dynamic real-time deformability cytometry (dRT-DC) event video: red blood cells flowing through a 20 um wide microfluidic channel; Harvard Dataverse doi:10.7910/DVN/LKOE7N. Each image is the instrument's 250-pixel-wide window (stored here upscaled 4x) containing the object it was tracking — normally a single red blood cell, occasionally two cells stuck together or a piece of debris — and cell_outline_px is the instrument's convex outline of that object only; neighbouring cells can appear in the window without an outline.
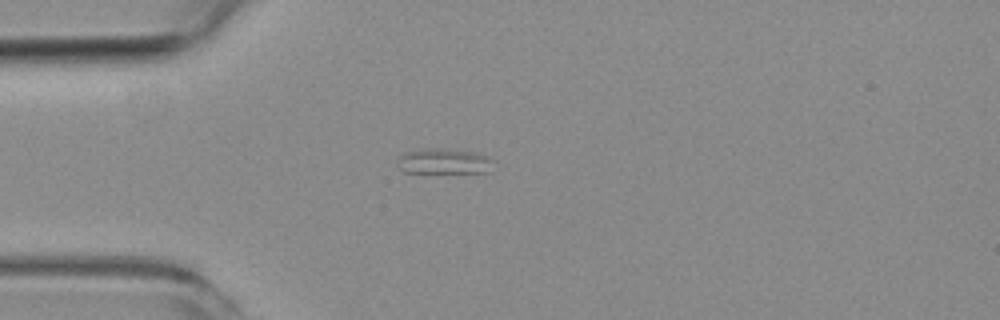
{"species": "common noctule bat (a hibernating species)", "species_latin": "Nyctalus noctula", "temperature_condition": "room temperature", "stored_images_in_passage": 1, "camera_frame_rate_fps": 3000, "um_per_image_px": 0.085, "animal": {"sex": "female", "body_mass_g": 19.3, "forearm_length_mm": 54.1}, "frame": {"image": 1, "passage_image": 1, "time_ms": 0.0, "image_size_px": [1000, 320], "cell_outline_px": [[492, 160], [488, 172], [404, 172], [400, 168], [400, 156], [404, 152], [424, 148], [440, 148], [472, 152], [484, 156]], "centroid_in_image_um": [37.69, 13.7], "position_along_channel_um": 47.3, "area_um2": 13.7}}